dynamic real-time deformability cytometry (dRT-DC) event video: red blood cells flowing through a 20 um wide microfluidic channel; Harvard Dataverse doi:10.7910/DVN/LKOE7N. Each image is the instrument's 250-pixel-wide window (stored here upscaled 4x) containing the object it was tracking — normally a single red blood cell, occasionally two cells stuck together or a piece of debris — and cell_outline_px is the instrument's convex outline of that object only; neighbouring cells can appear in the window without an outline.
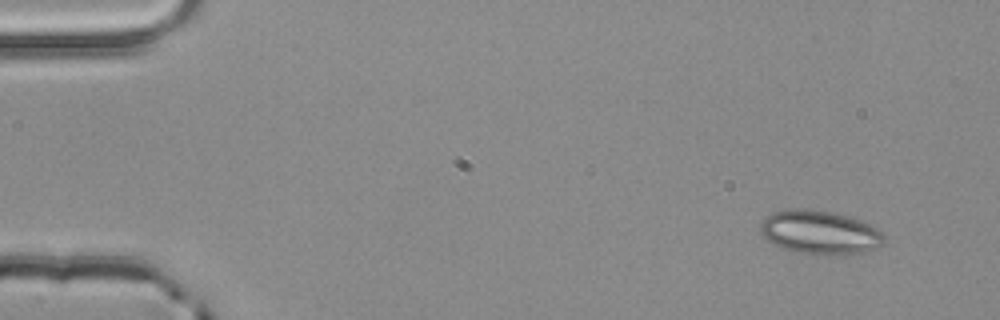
{"species": "common noctule bat (a hibernating species)", "species_latin": "Nyctalus noctula", "temperature_condition": "room temperature", "stored_images_in_passage": 4, "camera_frame_rate_fps": 3000, "um_per_image_px": 0.085, "animal": {"sex": "male", "body_mass_g": 20.4}, "frame": {"image": 1, "passage_image": 1, "time_ms": 0.0, "image_size_px": [1000, 320], "cell_outline_px": [[884, 240], [876, 248], [844, 256], [816, 256], [792, 252], [768, 240], [760, 232], [760, 224], [764, 216], [772, 212], [792, 208], [804, 208], [836, 212], [848, 216], [868, 224], [884, 232]], "centroid_in_image_um": [69.66, 19.76], "position_along_channel_um": 15.3, "area_um2": 32.14}}